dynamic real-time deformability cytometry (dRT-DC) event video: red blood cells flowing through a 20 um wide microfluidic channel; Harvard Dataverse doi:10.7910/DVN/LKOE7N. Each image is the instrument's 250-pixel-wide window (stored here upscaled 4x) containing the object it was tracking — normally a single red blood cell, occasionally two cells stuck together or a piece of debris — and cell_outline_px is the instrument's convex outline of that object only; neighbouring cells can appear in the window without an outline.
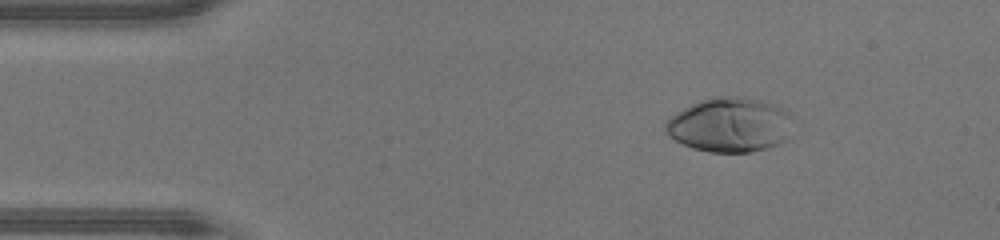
{"species": "human", "species_latin": "Homo sapiens", "temperature_condition": "warm", "stored_images_in_passage": 47, "camera_frame_rate_fps": 3000, "um_per_image_px": 0.085, "donor": {"sex": "male"}, "frame": {"image": 1, "passage_image": 7, "time_ms": 2.0, "image_size_px": [1000, 240], "cell_outline_px": [[792, 116], [784, 140], [780, 144], [752, 152], [712, 152], [692, 148], [676, 140], [664, 128], [664, 124], [676, 112], [692, 104], [704, 100], [720, 96], [736, 96], [760, 100], [780, 108], [788, 112]], "centroid_in_image_um": [62.02, 10.62], "position_along_channel_um": 23.0, "area_um2": 39.65}}
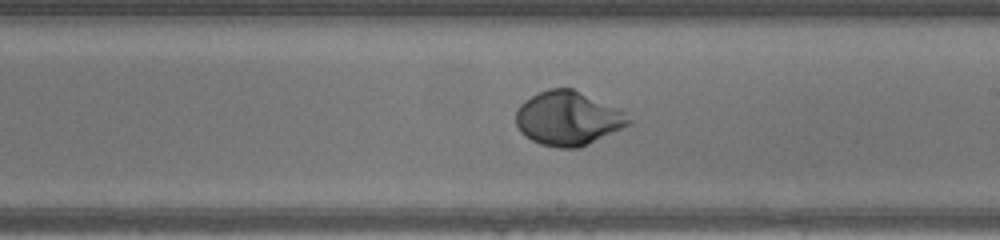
{"frame": {"image": 2, "passage_image": 27, "time_ms": 8.667, "image_size_px": [1000, 240], "cell_outline_px": [[632, 124], [580, 148], [560, 148], [540, 144], [532, 140], [520, 132], [516, 124], [516, 112], [520, 104], [524, 100], [548, 88], [572, 88], [616, 108], [624, 112], [632, 120]], "centroid_in_image_um": [48.27, 10.08], "position_along_channel_um": 240.7, "area_um2": 35.43}}
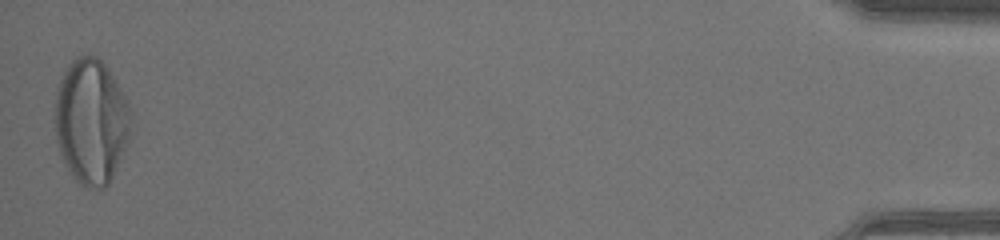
{"frame": {"image": 3, "passage_image": 47, "time_ms": 15.333, "image_size_px": [1000, 240], "cell_outline_px": [[132, 116], [128, 140], [124, 152], [108, 184], [104, 188], [88, 188], [80, 184], [68, 172], [60, 156], [56, 140], [56, 92], [60, 80], [68, 64], [76, 56], [84, 52], [96, 56], [104, 64], [112, 76], [124, 96], [132, 112]], "centroid_in_image_um": [7.74, 10.32], "position_along_channel_um": 427.5, "area_um2": 55.49}, "authors_computed_cell_mechanics": {"area_um2": 36.5296, "velocity_mm_per_s": 4.3488, "shape_relaxation_time_tau1_ms": 3.2781, "shape_relaxation_time_tau2_ms": null, "deformation_change_tau1": 0.2226, "deformation_change_tau2": null}}